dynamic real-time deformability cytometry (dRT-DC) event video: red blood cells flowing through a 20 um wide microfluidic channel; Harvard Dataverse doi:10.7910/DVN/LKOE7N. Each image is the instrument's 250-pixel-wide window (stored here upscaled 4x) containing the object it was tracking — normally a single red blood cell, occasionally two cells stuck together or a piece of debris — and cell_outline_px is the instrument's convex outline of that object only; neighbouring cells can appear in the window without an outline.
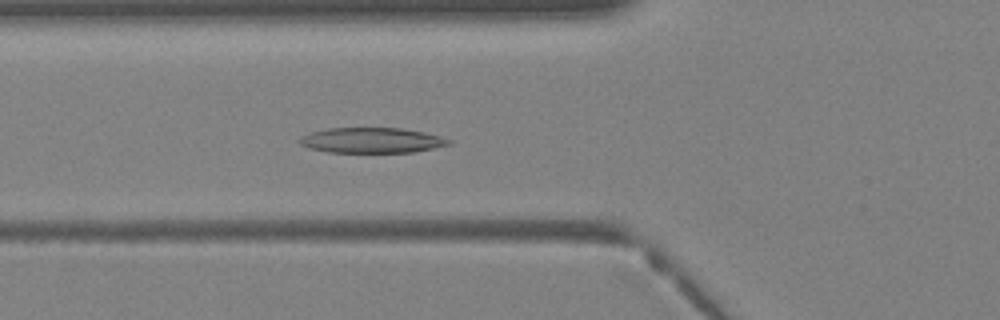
{"species": "Egyptian fruit bat (a non-hibernating species)", "species_latin": "Rousettus aegyptiacus", "temperature_condition": "warm", "stored_images_in_passage": 33, "camera_frame_rate_fps": 3000, "um_per_image_px": 0.085, "animal": {"sex": "female"}, "frame": {"image": 1, "passage_image": 8, "time_ms": 2.333, "image_size_px": [1000, 320], "cell_outline_px": [[452, 144], [412, 152], [328, 152], [308, 148], [300, 144], [296, 140], [300, 136], [312, 132], [328, 128], [400, 128], [424, 132], [440, 136], [452, 140]], "centroid_in_image_um": [31.56, 11.92], "position_along_channel_um": 94.2, "area_um2": 22.02}}
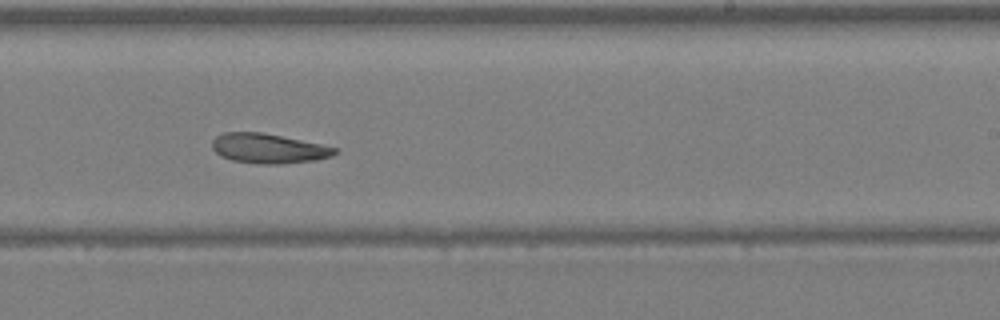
{"frame": {"image": 2, "passage_image": 18, "time_ms": 5.667, "image_size_px": [1000, 320], "cell_outline_px": [[340, 152], [332, 156], [316, 160], [280, 164], [260, 164], [232, 160], [220, 156], [212, 148], [212, 140], [216, 136], [224, 132], [260, 132], [340, 148]], "centroid_in_image_um": [22.84, 12.62], "position_along_channel_um": 266.2, "area_um2": 21.27}}
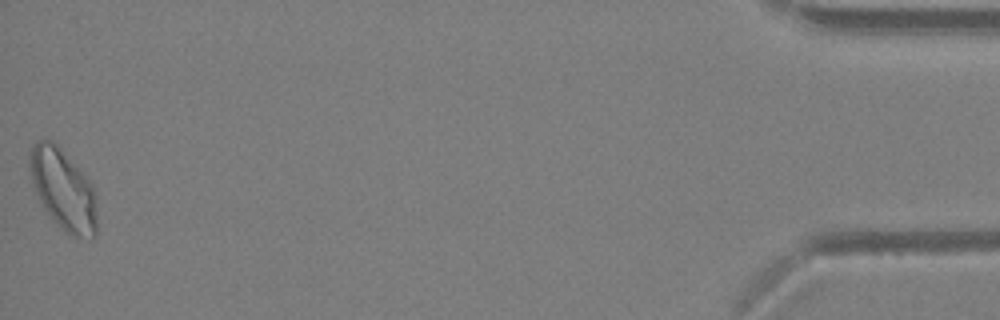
{"frame": {"image": 3, "passage_image": 33, "time_ms": 10.667, "image_size_px": [1000, 320], "cell_outline_px": [[96, 236], [72, 236], [64, 232], [56, 224], [44, 208], [32, 184], [28, 168], [28, 156], [36, 140], [52, 140], [60, 148], [92, 184], [96, 196]], "centroid_in_image_um": [5.34, 16.1], "position_along_channel_um": 429.9, "area_um2": 31.5}}